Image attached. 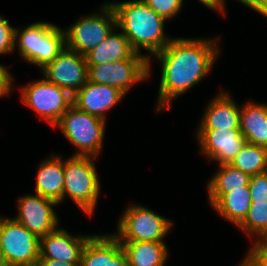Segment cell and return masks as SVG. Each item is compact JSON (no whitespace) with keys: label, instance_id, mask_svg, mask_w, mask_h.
<instances>
[{"label":"cell","instance_id":"d4e9b609","mask_svg":"<svg viewBox=\"0 0 267 266\" xmlns=\"http://www.w3.org/2000/svg\"><path fill=\"white\" fill-rule=\"evenodd\" d=\"M252 240L267 237V202L252 201L244 221L237 227Z\"/></svg>","mask_w":267,"mask_h":266},{"label":"cell","instance_id":"4fadbf2b","mask_svg":"<svg viewBox=\"0 0 267 266\" xmlns=\"http://www.w3.org/2000/svg\"><path fill=\"white\" fill-rule=\"evenodd\" d=\"M200 153L219 165L230 164L246 143L240 130H197Z\"/></svg>","mask_w":267,"mask_h":266},{"label":"cell","instance_id":"7a4b0ae2","mask_svg":"<svg viewBox=\"0 0 267 266\" xmlns=\"http://www.w3.org/2000/svg\"><path fill=\"white\" fill-rule=\"evenodd\" d=\"M117 18V29L128 39L131 48H141L155 55L164 49L173 38L165 35L164 17L155 13L143 0L111 2Z\"/></svg>","mask_w":267,"mask_h":266},{"label":"cell","instance_id":"7c38bea8","mask_svg":"<svg viewBox=\"0 0 267 266\" xmlns=\"http://www.w3.org/2000/svg\"><path fill=\"white\" fill-rule=\"evenodd\" d=\"M57 205L55 201L36 193L23 195L17 202L18 212L14 219L40 239L59 226V218L54 211Z\"/></svg>","mask_w":267,"mask_h":266},{"label":"cell","instance_id":"e575fe53","mask_svg":"<svg viewBox=\"0 0 267 266\" xmlns=\"http://www.w3.org/2000/svg\"><path fill=\"white\" fill-rule=\"evenodd\" d=\"M239 266H252L245 258L240 262Z\"/></svg>","mask_w":267,"mask_h":266},{"label":"cell","instance_id":"f546056e","mask_svg":"<svg viewBox=\"0 0 267 266\" xmlns=\"http://www.w3.org/2000/svg\"><path fill=\"white\" fill-rule=\"evenodd\" d=\"M4 65L0 64V97H6L11 95V90L13 89V78L11 73L8 71Z\"/></svg>","mask_w":267,"mask_h":266},{"label":"cell","instance_id":"9c48e42d","mask_svg":"<svg viewBox=\"0 0 267 266\" xmlns=\"http://www.w3.org/2000/svg\"><path fill=\"white\" fill-rule=\"evenodd\" d=\"M20 92L22 102L53 127L73 105V95L69 91L44 77L28 82Z\"/></svg>","mask_w":267,"mask_h":266},{"label":"cell","instance_id":"52a82bcc","mask_svg":"<svg viewBox=\"0 0 267 266\" xmlns=\"http://www.w3.org/2000/svg\"><path fill=\"white\" fill-rule=\"evenodd\" d=\"M151 57L134 52L128 59L88 65V81L112 86L125 95L137 82L147 81L151 73Z\"/></svg>","mask_w":267,"mask_h":266},{"label":"cell","instance_id":"8fae6325","mask_svg":"<svg viewBox=\"0 0 267 266\" xmlns=\"http://www.w3.org/2000/svg\"><path fill=\"white\" fill-rule=\"evenodd\" d=\"M44 78L74 95L88 81L84 55L65 46L56 59L41 69Z\"/></svg>","mask_w":267,"mask_h":266},{"label":"cell","instance_id":"30bf717a","mask_svg":"<svg viewBox=\"0 0 267 266\" xmlns=\"http://www.w3.org/2000/svg\"><path fill=\"white\" fill-rule=\"evenodd\" d=\"M0 249L9 266L35 265L40 239L14 218L0 217Z\"/></svg>","mask_w":267,"mask_h":266},{"label":"cell","instance_id":"83f0119b","mask_svg":"<svg viewBox=\"0 0 267 266\" xmlns=\"http://www.w3.org/2000/svg\"><path fill=\"white\" fill-rule=\"evenodd\" d=\"M245 259L252 266H267V237L255 240Z\"/></svg>","mask_w":267,"mask_h":266},{"label":"cell","instance_id":"d6986e66","mask_svg":"<svg viewBox=\"0 0 267 266\" xmlns=\"http://www.w3.org/2000/svg\"><path fill=\"white\" fill-rule=\"evenodd\" d=\"M240 132L246 142L267 148V104L248 101L240 107Z\"/></svg>","mask_w":267,"mask_h":266},{"label":"cell","instance_id":"1f68e13d","mask_svg":"<svg viewBox=\"0 0 267 266\" xmlns=\"http://www.w3.org/2000/svg\"><path fill=\"white\" fill-rule=\"evenodd\" d=\"M198 1L204 4V6H206L209 9L216 10V12L218 11L219 13H223L224 15L226 14L225 0H198Z\"/></svg>","mask_w":267,"mask_h":266},{"label":"cell","instance_id":"cb8c5ba5","mask_svg":"<svg viewBox=\"0 0 267 266\" xmlns=\"http://www.w3.org/2000/svg\"><path fill=\"white\" fill-rule=\"evenodd\" d=\"M230 165L250 176L267 172V148L246 142Z\"/></svg>","mask_w":267,"mask_h":266},{"label":"cell","instance_id":"ac0fdd59","mask_svg":"<svg viewBox=\"0 0 267 266\" xmlns=\"http://www.w3.org/2000/svg\"><path fill=\"white\" fill-rule=\"evenodd\" d=\"M38 167L36 194L61 204L65 180L62 156L53 153L48 159H43Z\"/></svg>","mask_w":267,"mask_h":266},{"label":"cell","instance_id":"f1b7e54d","mask_svg":"<svg viewBox=\"0 0 267 266\" xmlns=\"http://www.w3.org/2000/svg\"><path fill=\"white\" fill-rule=\"evenodd\" d=\"M248 186L252 201L267 202V172L251 176Z\"/></svg>","mask_w":267,"mask_h":266},{"label":"cell","instance_id":"7402d4cb","mask_svg":"<svg viewBox=\"0 0 267 266\" xmlns=\"http://www.w3.org/2000/svg\"><path fill=\"white\" fill-rule=\"evenodd\" d=\"M128 266H165L169 257L165 242H120Z\"/></svg>","mask_w":267,"mask_h":266},{"label":"cell","instance_id":"603a6c76","mask_svg":"<svg viewBox=\"0 0 267 266\" xmlns=\"http://www.w3.org/2000/svg\"><path fill=\"white\" fill-rule=\"evenodd\" d=\"M249 186L243 189L233 190L226 193L214 206L213 209L223 217L224 220L238 227L246 218L251 206Z\"/></svg>","mask_w":267,"mask_h":266},{"label":"cell","instance_id":"5bb4252c","mask_svg":"<svg viewBox=\"0 0 267 266\" xmlns=\"http://www.w3.org/2000/svg\"><path fill=\"white\" fill-rule=\"evenodd\" d=\"M93 235H72L66 229L57 227L40 238L39 259L80 264L84 246Z\"/></svg>","mask_w":267,"mask_h":266},{"label":"cell","instance_id":"277c9868","mask_svg":"<svg viewBox=\"0 0 267 266\" xmlns=\"http://www.w3.org/2000/svg\"><path fill=\"white\" fill-rule=\"evenodd\" d=\"M93 156L72 155L64 160L62 201L68 196L89 217L95 214L100 182Z\"/></svg>","mask_w":267,"mask_h":266},{"label":"cell","instance_id":"4316f807","mask_svg":"<svg viewBox=\"0 0 267 266\" xmlns=\"http://www.w3.org/2000/svg\"><path fill=\"white\" fill-rule=\"evenodd\" d=\"M15 27L0 15V55L13 54L15 50Z\"/></svg>","mask_w":267,"mask_h":266},{"label":"cell","instance_id":"3957f363","mask_svg":"<svg viewBox=\"0 0 267 266\" xmlns=\"http://www.w3.org/2000/svg\"><path fill=\"white\" fill-rule=\"evenodd\" d=\"M14 42L20 57L39 69L54 61L66 46L64 29L43 21L29 24L24 29L16 27Z\"/></svg>","mask_w":267,"mask_h":266},{"label":"cell","instance_id":"8992f818","mask_svg":"<svg viewBox=\"0 0 267 266\" xmlns=\"http://www.w3.org/2000/svg\"><path fill=\"white\" fill-rule=\"evenodd\" d=\"M173 222L143 205L130 204L112 235L119 242H165Z\"/></svg>","mask_w":267,"mask_h":266},{"label":"cell","instance_id":"484cf974","mask_svg":"<svg viewBox=\"0 0 267 266\" xmlns=\"http://www.w3.org/2000/svg\"><path fill=\"white\" fill-rule=\"evenodd\" d=\"M155 13L167 21L176 17L181 11L184 0H143Z\"/></svg>","mask_w":267,"mask_h":266},{"label":"cell","instance_id":"e0dca14e","mask_svg":"<svg viewBox=\"0 0 267 266\" xmlns=\"http://www.w3.org/2000/svg\"><path fill=\"white\" fill-rule=\"evenodd\" d=\"M205 110L197 130H240V106L229 92L221 90Z\"/></svg>","mask_w":267,"mask_h":266},{"label":"cell","instance_id":"ba28073f","mask_svg":"<svg viewBox=\"0 0 267 266\" xmlns=\"http://www.w3.org/2000/svg\"><path fill=\"white\" fill-rule=\"evenodd\" d=\"M99 11L79 18L64 30L66 46L81 55L101 44L117 28V18L112 5L104 3Z\"/></svg>","mask_w":267,"mask_h":266},{"label":"cell","instance_id":"6da1fadb","mask_svg":"<svg viewBox=\"0 0 267 266\" xmlns=\"http://www.w3.org/2000/svg\"><path fill=\"white\" fill-rule=\"evenodd\" d=\"M218 44V37H178L154 55L162 68L156 101L157 112L171 108L172 101L208 76L221 54Z\"/></svg>","mask_w":267,"mask_h":266},{"label":"cell","instance_id":"9a60e30c","mask_svg":"<svg viewBox=\"0 0 267 266\" xmlns=\"http://www.w3.org/2000/svg\"><path fill=\"white\" fill-rule=\"evenodd\" d=\"M124 97L125 94L115 87L87 81L73 95V105L106 121V112Z\"/></svg>","mask_w":267,"mask_h":266},{"label":"cell","instance_id":"836d02e7","mask_svg":"<svg viewBox=\"0 0 267 266\" xmlns=\"http://www.w3.org/2000/svg\"><path fill=\"white\" fill-rule=\"evenodd\" d=\"M0 266H9L1 249H0Z\"/></svg>","mask_w":267,"mask_h":266},{"label":"cell","instance_id":"d590c367","mask_svg":"<svg viewBox=\"0 0 267 266\" xmlns=\"http://www.w3.org/2000/svg\"><path fill=\"white\" fill-rule=\"evenodd\" d=\"M25 266H39L38 264H35V265H25Z\"/></svg>","mask_w":267,"mask_h":266},{"label":"cell","instance_id":"4dcf8cb0","mask_svg":"<svg viewBox=\"0 0 267 266\" xmlns=\"http://www.w3.org/2000/svg\"><path fill=\"white\" fill-rule=\"evenodd\" d=\"M267 18V0H237Z\"/></svg>","mask_w":267,"mask_h":266},{"label":"cell","instance_id":"d6a6232c","mask_svg":"<svg viewBox=\"0 0 267 266\" xmlns=\"http://www.w3.org/2000/svg\"><path fill=\"white\" fill-rule=\"evenodd\" d=\"M38 265L39 266H80V264L60 262L54 259H39Z\"/></svg>","mask_w":267,"mask_h":266},{"label":"cell","instance_id":"5b68a950","mask_svg":"<svg viewBox=\"0 0 267 266\" xmlns=\"http://www.w3.org/2000/svg\"><path fill=\"white\" fill-rule=\"evenodd\" d=\"M58 127L67 140L78 149L72 155L98 158L103 148L106 121L72 105L60 121Z\"/></svg>","mask_w":267,"mask_h":266},{"label":"cell","instance_id":"ffe728a7","mask_svg":"<svg viewBox=\"0 0 267 266\" xmlns=\"http://www.w3.org/2000/svg\"><path fill=\"white\" fill-rule=\"evenodd\" d=\"M207 183L208 200L213 207L226 193L248 186L251 176L230 164H221Z\"/></svg>","mask_w":267,"mask_h":266},{"label":"cell","instance_id":"2e32d148","mask_svg":"<svg viewBox=\"0 0 267 266\" xmlns=\"http://www.w3.org/2000/svg\"><path fill=\"white\" fill-rule=\"evenodd\" d=\"M80 266H128L121 243L112 234H94L84 246Z\"/></svg>","mask_w":267,"mask_h":266},{"label":"cell","instance_id":"44dd1931","mask_svg":"<svg viewBox=\"0 0 267 266\" xmlns=\"http://www.w3.org/2000/svg\"><path fill=\"white\" fill-rule=\"evenodd\" d=\"M115 28L110 35L96 48L85 54L87 65H101L122 59H128L135 51L122 32Z\"/></svg>","mask_w":267,"mask_h":266}]
</instances>
